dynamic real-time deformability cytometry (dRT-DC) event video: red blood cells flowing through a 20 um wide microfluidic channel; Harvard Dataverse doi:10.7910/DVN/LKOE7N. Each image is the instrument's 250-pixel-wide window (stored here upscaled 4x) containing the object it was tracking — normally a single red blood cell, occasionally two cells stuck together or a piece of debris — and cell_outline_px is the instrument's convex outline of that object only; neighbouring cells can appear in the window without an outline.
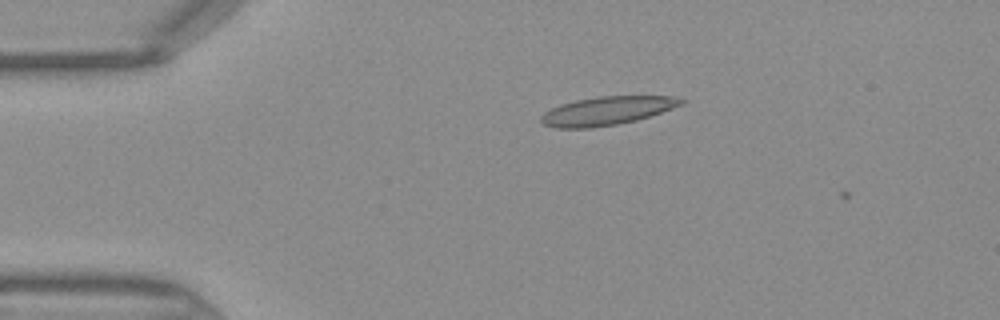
{"species": "Egyptian fruit bat (a non-hibernating species)", "species_latin": "Rousettus aegyptiacus", "temperature_condition": "warm", "stored_images_in_passage": 5, "camera_frame_rate_fps": 3000, "um_per_image_px": 0.085, "frame": {"image": 1, "passage_image": 4, "time_ms": 1.0, "image_size_px": [1000, 320], "cell_outline_px": [[688, 100], [684, 104], [636, 120], [616, 124], [592, 128], [556, 128], [544, 124], [540, 120], [540, 116], [544, 112], [560, 104], [576, 100], [596, 96], [676, 96]], "centroid_in_image_um": [51.6, 9.41], "position_along_channel_um": 33.4, "area_um2": 23.29}}